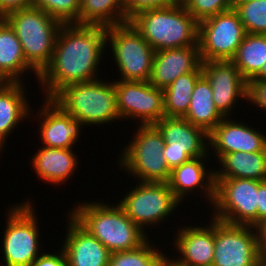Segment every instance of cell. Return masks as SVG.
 I'll use <instances>...</instances> for the list:
<instances>
[{
	"label": "cell",
	"mask_w": 266,
	"mask_h": 266,
	"mask_svg": "<svg viewBox=\"0 0 266 266\" xmlns=\"http://www.w3.org/2000/svg\"><path fill=\"white\" fill-rule=\"evenodd\" d=\"M140 184V185H139ZM120 202L126 215L140 228L162 221L179 201L167 183L140 182Z\"/></svg>",
	"instance_id": "obj_13"
},
{
	"label": "cell",
	"mask_w": 266,
	"mask_h": 266,
	"mask_svg": "<svg viewBox=\"0 0 266 266\" xmlns=\"http://www.w3.org/2000/svg\"><path fill=\"white\" fill-rule=\"evenodd\" d=\"M70 215L111 253L136 249L148 240L119 204L112 208L99 202L82 204Z\"/></svg>",
	"instance_id": "obj_3"
},
{
	"label": "cell",
	"mask_w": 266,
	"mask_h": 266,
	"mask_svg": "<svg viewBox=\"0 0 266 266\" xmlns=\"http://www.w3.org/2000/svg\"><path fill=\"white\" fill-rule=\"evenodd\" d=\"M72 149L44 147L34 155L36 174L48 182L59 184L75 171L77 159Z\"/></svg>",
	"instance_id": "obj_22"
},
{
	"label": "cell",
	"mask_w": 266,
	"mask_h": 266,
	"mask_svg": "<svg viewBox=\"0 0 266 266\" xmlns=\"http://www.w3.org/2000/svg\"><path fill=\"white\" fill-rule=\"evenodd\" d=\"M202 69L198 45L155 51L149 83L165 89L179 76Z\"/></svg>",
	"instance_id": "obj_16"
},
{
	"label": "cell",
	"mask_w": 266,
	"mask_h": 266,
	"mask_svg": "<svg viewBox=\"0 0 266 266\" xmlns=\"http://www.w3.org/2000/svg\"><path fill=\"white\" fill-rule=\"evenodd\" d=\"M60 255L58 254H44L39 255L33 262L32 266H66L65 263V254L60 251Z\"/></svg>",
	"instance_id": "obj_37"
},
{
	"label": "cell",
	"mask_w": 266,
	"mask_h": 266,
	"mask_svg": "<svg viewBox=\"0 0 266 266\" xmlns=\"http://www.w3.org/2000/svg\"><path fill=\"white\" fill-rule=\"evenodd\" d=\"M32 7L31 0H0V19L9 14Z\"/></svg>",
	"instance_id": "obj_36"
},
{
	"label": "cell",
	"mask_w": 266,
	"mask_h": 266,
	"mask_svg": "<svg viewBox=\"0 0 266 266\" xmlns=\"http://www.w3.org/2000/svg\"><path fill=\"white\" fill-rule=\"evenodd\" d=\"M146 240L138 248L111 253L108 266H155L162 255Z\"/></svg>",
	"instance_id": "obj_30"
},
{
	"label": "cell",
	"mask_w": 266,
	"mask_h": 266,
	"mask_svg": "<svg viewBox=\"0 0 266 266\" xmlns=\"http://www.w3.org/2000/svg\"><path fill=\"white\" fill-rule=\"evenodd\" d=\"M139 127L131 144L122 152L121 166L139 177L140 182L167 183L171 170L163 155V136L154 124Z\"/></svg>",
	"instance_id": "obj_6"
},
{
	"label": "cell",
	"mask_w": 266,
	"mask_h": 266,
	"mask_svg": "<svg viewBox=\"0 0 266 266\" xmlns=\"http://www.w3.org/2000/svg\"><path fill=\"white\" fill-rule=\"evenodd\" d=\"M257 231L259 233L260 253L266 254V224L256 229Z\"/></svg>",
	"instance_id": "obj_39"
},
{
	"label": "cell",
	"mask_w": 266,
	"mask_h": 266,
	"mask_svg": "<svg viewBox=\"0 0 266 266\" xmlns=\"http://www.w3.org/2000/svg\"><path fill=\"white\" fill-rule=\"evenodd\" d=\"M263 181L246 178H215L216 220L257 229L258 186Z\"/></svg>",
	"instance_id": "obj_8"
},
{
	"label": "cell",
	"mask_w": 266,
	"mask_h": 266,
	"mask_svg": "<svg viewBox=\"0 0 266 266\" xmlns=\"http://www.w3.org/2000/svg\"><path fill=\"white\" fill-rule=\"evenodd\" d=\"M249 225H232L214 219L212 266H256L260 254L259 233Z\"/></svg>",
	"instance_id": "obj_10"
},
{
	"label": "cell",
	"mask_w": 266,
	"mask_h": 266,
	"mask_svg": "<svg viewBox=\"0 0 266 266\" xmlns=\"http://www.w3.org/2000/svg\"><path fill=\"white\" fill-rule=\"evenodd\" d=\"M19 39L26 62L37 78L51 62L56 38L63 23L35 7L22 9L4 18Z\"/></svg>",
	"instance_id": "obj_4"
},
{
	"label": "cell",
	"mask_w": 266,
	"mask_h": 266,
	"mask_svg": "<svg viewBox=\"0 0 266 266\" xmlns=\"http://www.w3.org/2000/svg\"><path fill=\"white\" fill-rule=\"evenodd\" d=\"M31 68L13 28L0 19V78L3 82H19V74Z\"/></svg>",
	"instance_id": "obj_24"
},
{
	"label": "cell",
	"mask_w": 266,
	"mask_h": 266,
	"mask_svg": "<svg viewBox=\"0 0 266 266\" xmlns=\"http://www.w3.org/2000/svg\"><path fill=\"white\" fill-rule=\"evenodd\" d=\"M206 156H200L198 158L190 159L189 161L175 167L171 170L169 180L167 182L175 198L180 202L184 198L185 194H189L194 187H204L203 180L207 178L208 184H205L203 190L207 191L208 199L212 201L215 199V175L209 173L206 175L205 168L203 166V158ZM206 176V177H205ZM207 186V187H206Z\"/></svg>",
	"instance_id": "obj_21"
},
{
	"label": "cell",
	"mask_w": 266,
	"mask_h": 266,
	"mask_svg": "<svg viewBox=\"0 0 266 266\" xmlns=\"http://www.w3.org/2000/svg\"><path fill=\"white\" fill-rule=\"evenodd\" d=\"M51 100L83 125L108 123L120 118L114 83L107 84L96 79L68 84L61 88Z\"/></svg>",
	"instance_id": "obj_5"
},
{
	"label": "cell",
	"mask_w": 266,
	"mask_h": 266,
	"mask_svg": "<svg viewBox=\"0 0 266 266\" xmlns=\"http://www.w3.org/2000/svg\"><path fill=\"white\" fill-rule=\"evenodd\" d=\"M256 266H266V254L265 253L259 254Z\"/></svg>",
	"instance_id": "obj_42"
},
{
	"label": "cell",
	"mask_w": 266,
	"mask_h": 266,
	"mask_svg": "<svg viewBox=\"0 0 266 266\" xmlns=\"http://www.w3.org/2000/svg\"><path fill=\"white\" fill-rule=\"evenodd\" d=\"M21 86L20 81L0 84V150L7 135L29 113Z\"/></svg>",
	"instance_id": "obj_26"
},
{
	"label": "cell",
	"mask_w": 266,
	"mask_h": 266,
	"mask_svg": "<svg viewBox=\"0 0 266 266\" xmlns=\"http://www.w3.org/2000/svg\"><path fill=\"white\" fill-rule=\"evenodd\" d=\"M202 75L209 82L215 107L228 116L238 97L248 99V82L232 61H202Z\"/></svg>",
	"instance_id": "obj_15"
},
{
	"label": "cell",
	"mask_w": 266,
	"mask_h": 266,
	"mask_svg": "<svg viewBox=\"0 0 266 266\" xmlns=\"http://www.w3.org/2000/svg\"><path fill=\"white\" fill-rule=\"evenodd\" d=\"M252 0H232L231 1V5H232V9H235L238 5L250 2Z\"/></svg>",
	"instance_id": "obj_43"
},
{
	"label": "cell",
	"mask_w": 266,
	"mask_h": 266,
	"mask_svg": "<svg viewBox=\"0 0 266 266\" xmlns=\"http://www.w3.org/2000/svg\"><path fill=\"white\" fill-rule=\"evenodd\" d=\"M39 8L63 24H79L80 0H31Z\"/></svg>",
	"instance_id": "obj_32"
},
{
	"label": "cell",
	"mask_w": 266,
	"mask_h": 266,
	"mask_svg": "<svg viewBox=\"0 0 266 266\" xmlns=\"http://www.w3.org/2000/svg\"><path fill=\"white\" fill-rule=\"evenodd\" d=\"M154 125L165 141L163 155L170 170L190 159L207 155L204 140L209 139V134L202 128L192 125L184 118L165 116Z\"/></svg>",
	"instance_id": "obj_12"
},
{
	"label": "cell",
	"mask_w": 266,
	"mask_h": 266,
	"mask_svg": "<svg viewBox=\"0 0 266 266\" xmlns=\"http://www.w3.org/2000/svg\"><path fill=\"white\" fill-rule=\"evenodd\" d=\"M106 40L112 44V52L122 74L121 80H150L155 50L130 22L106 27Z\"/></svg>",
	"instance_id": "obj_7"
},
{
	"label": "cell",
	"mask_w": 266,
	"mask_h": 266,
	"mask_svg": "<svg viewBox=\"0 0 266 266\" xmlns=\"http://www.w3.org/2000/svg\"><path fill=\"white\" fill-rule=\"evenodd\" d=\"M266 224V181L258 186L257 229Z\"/></svg>",
	"instance_id": "obj_38"
},
{
	"label": "cell",
	"mask_w": 266,
	"mask_h": 266,
	"mask_svg": "<svg viewBox=\"0 0 266 266\" xmlns=\"http://www.w3.org/2000/svg\"><path fill=\"white\" fill-rule=\"evenodd\" d=\"M129 22L155 51L198 45V21L183 4L145 9Z\"/></svg>",
	"instance_id": "obj_2"
},
{
	"label": "cell",
	"mask_w": 266,
	"mask_h": 266,
	"mask_svg": "<svg viewBox=\"0 0 266 266\" xmlns=\"http://www.w3.org/2000/svg\"><path fill=\"white\" fill-rule=\"evenodd\" d=\"M246 33L266 35V0H252L234 9Z\"/></svg>",
	"instance_id": "obj_31"
},
{
	"label": "cell",
	"mask_w": 266,
	"mask_h": 266,
	"mask_svg": "<svg viewBox=\"0 0 266 266\" xmlns=\"http://www.w3.org/2000/svg\"><path fill=\"white\" fill-rule=\"evenodd\" d=\"M231 61L249 83L266 63V35L246 33Z\"/></svg>",
	"instance_id": "obj_28"
},
{
	"label": "cell",
	"mask_w": 266,
	"mask_h": 266,
	"mask_svg": "<svg viewBox=\"0 0 266 266\" xmlns=\"http://www.w3.org/2000/svg\"><path fill=\"white\" fill-rule=\"evenodd\" d=\"M155 266H186L183 263L179 262L178 260L170 261L166 257H164V254H162L159 259L157 260Z\"/></svg>",
	"instance_id": "obj_40"
},
{
	"label": "cell",
	"mask_w": 266,
	"mask_h": 266,
	"mask_svg": "<svg viewBox=\"0 0 266 266\" xmlns=\"http://www.w3.org/2000/svg\"><path fill=\"white\" fill-rule=\"evenodd\" d=\"M63 252L66 266H108L111 252L71 215Z\"/></svg>",
	"instance_id": "obj_17"
},
{
	"label": "cell",
	"mask_w": 266,
	"mask_h": 266,
	"mask_svg": "<svg viewBox=\"0 0 266 266\" xmlns=\"http://www.w3.org/2000/svg\"><path fill=\"white\" fill-rule=\"evenodd\" d=\"M45 104L40 113L41 118L45 116L40 125L41 140L45 143L44 147L72 148V145L77 141L79 127L83 123L64 112L51 99H47Z\"/></svg>",
	"instance_id": "obj_19"
},
{
	"label": "cell",
	"mask_w": 266,
	"mask_h": 266,
	"mask_svg": "<svg viewBox=\"0 0 266 266\" xmlns=\"http://www.w3.org/2000/svg\"><path fill=\"white\" fill-rule=\"evenodd\" d=\"M175 240L186 266H212L214 258V219L209 227H186Z\"/></svg>",
	"instance_id": "obj_20"
},
{
	"label": "cell",
	"mask_w": 266,
	"mask_h": 266,
	"mask_svg": "<svg viewBox=\"0 0 266 266\" xmlns=\"http://www.w3.org/2000/svg\"><path fill=\"white\" fill-rule=\"evenodd\" d=\"M219 161L225 169L216 171L215 178H246L266 181V151L228 153Z\"/></svg>",
	"instance_id": "obj_25"
},
{
	"label": "cell",
	"mask_w": 266,
	"mask_h": 266,
	"mask_svg": "<svg viewBox=\"0 0 266 266\" xmlns=\"http://www.w3.org/2000/svg\"><path fill=\"white\" fill-rule=\"evenodd\" d=\"M29 203L16 206L9 212L3 238L6 266H32L39 256L38 227L34 209Z\"/></svg>",
	"instance_id": "obj_11"
},
{
	"label": "cell",
	"mask_w": 266,
	"mask_h": 266,
	"mask_svg": "<svg viewBox=\"0 0 266 266\" xmlns=\"http://www.w3.org/2000/svg\"><path fill=\"white\" fill-rule=\"evenodd\" d=\"M183 5L198 22L232 9L230 0H186Z\"/></svg>",
	"instance_id": "obj_33"
},
{
	"label": "cell",
	"mask_w": 266,
	"mask_h": 266,
	"mask_svg": "<svg viewBox=\"0 0 266 266\" xmlns=\"http://www.w3.org/2000/svg\"><path fill=\"white\" fill-rule=\"evenodd\" d=\"M213 91L202 75L197 81L191 95L189 110L183 117L192 125L205 130L208 134L224 119L215 107Z\"/></svg>",
	"instance_id": "obj_23"
},
{
	"label": "cell",
	"mask_w": 266,
	"mask_h": 266,
	"mask_svg": "<svg viewBox=\"0 0 266 266\" xmlns=\"http://www.w3.org/2000/svg\"><path fill=\"white\" fill-rule=\"evenodd\" d=\"M119 117L140 118L142 125H151L164 117L163 90L146 82L115 81Z\"/></svg>",
	"instance_id": "obj_14"
},
{
	"label": "cell",
	"mask_w": 266,
	"mask_h": 266,
	"mask_svg": "<svg viewBox=\"0 0 266 266\" xmlns=\"http://www.w3.org/2000/svg\"><path fill=\"white\" fill-rule=\"evenodd\" d=\"M202 70H194L179 76L163 89L164 116L183 118L189 110L191 95Z\"/></svg>",
	"instance_id": "obj_29"
},
{
	"label": "cell",
	"mask_w": 266,
	"mask_h": 266,
	"mask_svg": "<svg viewBox=\"0 0 266 266\" xmlns=\"http://www.w3.org/2000/svg\"><path fill=\"white\" fill-rule=\"evenodd\" d=\"M125 16L129 20L145 9L163 8L175 4L174 0H123Z\"/></svg>",
	"instance_id": "obj_34"
},
{
	"label": "cell",
	"mask_w": 266,
	"mask_h": 266,
	"mask_svg": "<svg viewBox=\"0 0 266 266\" xmlns=\"http://www.w3.org/2000/svg\"><path fill=\"white\" fill-rule=\"evenodd\" d=\"M253 80H266V63L263 65L260 73Z\"/></svg>",
	"instance_id": "obj_41"
},
{
	"label": "cell",
	"mask_w": 266,
	"mask_h": 266,
	"mask_svg": "<svg viewBox=\"0 0 266 266\" xmlns=\"http://www.w3.org/2000/svg\"><path fill=\"white\" fill-rule=\"evenodd\" d=\"M248 99L266 111V80H251L248 83Z\"/></svg>",
	"instance_id": "obj_35"
},
{
	"label": "cell",
	"mask_w": 266,
	"mask_h": 266,
	"mask_svg": "<svg viewBox=\"0 0 266 266\" xmlns=\"http://www.w3.org/2000/svg\"><path fill=\"white\" fill-rule=\"evenodd\" d=\"M106 42V27L62 24L51 62L39 75L42 85L47 86L46 99L65 85L96 80L95 71Z\"/></svg>",
	"instance_id": "obj_1"
},
{
	"label": "cell",
	"mask_w": 266,
	"mask_h": 266,
	"mask_svg": "<svg viewBox=\"0 0 266 266\" xmlns=\"http://www.w3.org/2000/svg\"><path fill=\"white\" fill-rule=\"evenodd\" d=\"M126 22L123 0H80L79 25L109 27Z\"/></svg>",
	"instance_id": "obj_27"
},
{
	"label": "cell",
	"mask_w": 266,
	"mask_h": 266,
	"mask_svg": "<svg viewBox=\"0 0 266 266\" xmlns=\"http://www.w3.org/2000/svg\"><path fill=\"white\" fill-rule=\"evenodd\" d=\"M175 3H180V4H183L186 0H174Z\"/></svg>",
	"instance_id": "obj_44"
},
{
	"label": "cell",
	"mask_w": 266,
	"mask_h": 266,
	"mask_svg": "<svg viewBox=\"0 0 266 266\" xmlns=\"http://www.w3.org/2000/svg\"><path fill=\"white\" fill-rule=\"evenodd\" d=\"M245 35L244 26L234 9L198 22V46L202 61H231Z\"/></svg>",
	"instance_id": "obj_9"
},
{
	"label": "cell",
	"mask_w": 266,
	"mask_h": 266,
	"mask_svg": "<svg viewBox=\"0 0 266 266\" xmlns=\"http://www.w3.org/2000/svg\"><path fill=\"white\" fill-rule=\"evenodd\" d=\"M224 119L209 133V142L221 159L225 154L233 152L266 151V136L229 119Z\"/></svg>",
	"instance_id": "obj_18"
}]
</instances>
